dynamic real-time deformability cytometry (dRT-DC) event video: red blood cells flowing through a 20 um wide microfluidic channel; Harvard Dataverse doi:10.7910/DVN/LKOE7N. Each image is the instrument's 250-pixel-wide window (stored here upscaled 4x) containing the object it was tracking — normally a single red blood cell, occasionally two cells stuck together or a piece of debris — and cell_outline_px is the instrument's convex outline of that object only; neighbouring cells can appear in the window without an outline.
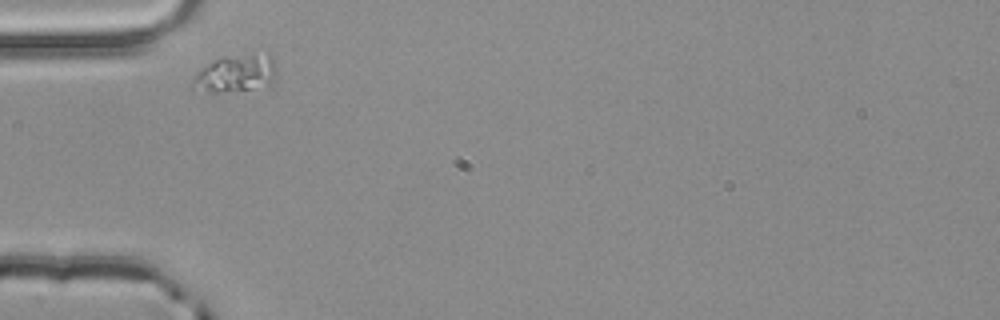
{"species": "common noctule bat (a hibernating species)", "species_latin": "Nyctalus noctula", "temperature_condition": "room temperature", "stored_images_in_passage": 2, "camera_frame_rate_fps": 3000, "um_per_image_px": 0.085, "animal": {"sex": "male", "body_mass_g": 20.4}, "frame": {"image": 1, "passage_image": 1, "time_ms": 0.0, "image_size_px": [1000, 320], "cell_outline_px": [[276, 72], [268, 84], [248, 88], [220, 92], [192, 92], [192, 76], [200, 68], [212, 60], [224, 56], [252, 52], [268, 52], [276, 68]], "centroid_in_image_um": [19.94, 6.2], "position_along_channel_um": 65.1, "area_um2": 18.61}}